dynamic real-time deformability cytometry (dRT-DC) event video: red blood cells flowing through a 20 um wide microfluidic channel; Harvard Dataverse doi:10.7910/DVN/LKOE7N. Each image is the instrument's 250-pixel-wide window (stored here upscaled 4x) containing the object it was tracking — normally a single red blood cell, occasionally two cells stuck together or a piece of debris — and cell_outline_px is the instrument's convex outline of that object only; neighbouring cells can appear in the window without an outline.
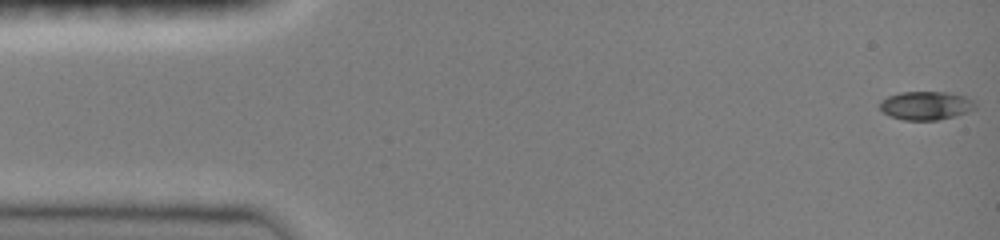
{"species": "common noctule bat (a hibernating species)", "species_latin": "Nyctalus noctula", "temperature_condition": "room temperature", "stored_images_in_passage": 47, "camera_frame_rate_fps": 3000, "um_per_image_px": 0.085, "animal": {"sex": "female", "body_mass_g": 19.0, "forearm_length_mm": 51.5}, "frame": {"image": 1, "passage_image": 1, "time_ms": 0.0, "image_size_px": [1000, 240], "cell_outline_px": [[976, 108], [952, 116], [936, 120], [904, 120], [888, 116], [880, 108], [880, 100], [888, 96], [900, 92], [948, 92], [964, 96], [972, 100], [976, 104]], "centroid_in_image_um": [78.66, 8.96], "position_along_channel_um": 6.3, "area_um2": 15.72}}
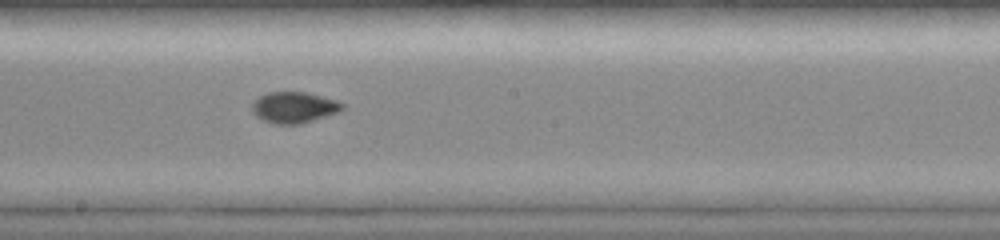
{"frame": {"image": 2, "passage_image": 26, "time_ms": 8.333, "image_size_px": [1000, 240], "cell_outline_px": [[344, 108], [340, 112], [300, 124], [276, 124], [264, 120], [256, 116], [252, 112], [252, 104], [260, 96], [268, 92], [308, 92], [336, 100], [344, 104]], "centroid_in_image_um": [25.02, 9.13], "position_along_channel_um": 223.2, "area_um2": 16.36}}
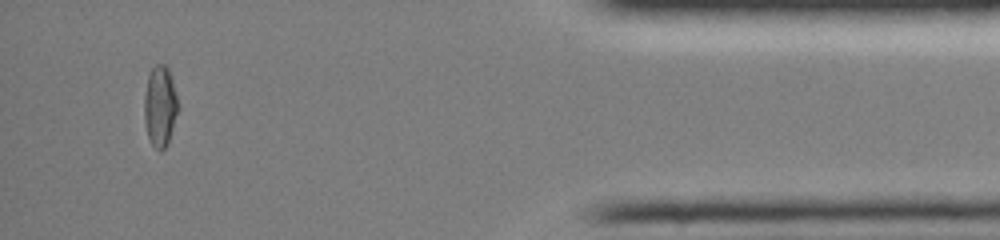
{"frame": {"image": 3, "passage_image": 44, "time_ms": 14.333, "image_size_px": [1000, 240], "cell_outline_px": [[180, 108], [168, 144], [160, 152], [152, 144], [148, 136], [144, 120], [144, 96], [148, 76], [152, 68], [156, 64], [164, 64], [168, 68], [172, 80]], "centroid_in_image_um": [13.62, 9.05], "position_along_channel_um": 421.6, "area_um2": 16.13}}